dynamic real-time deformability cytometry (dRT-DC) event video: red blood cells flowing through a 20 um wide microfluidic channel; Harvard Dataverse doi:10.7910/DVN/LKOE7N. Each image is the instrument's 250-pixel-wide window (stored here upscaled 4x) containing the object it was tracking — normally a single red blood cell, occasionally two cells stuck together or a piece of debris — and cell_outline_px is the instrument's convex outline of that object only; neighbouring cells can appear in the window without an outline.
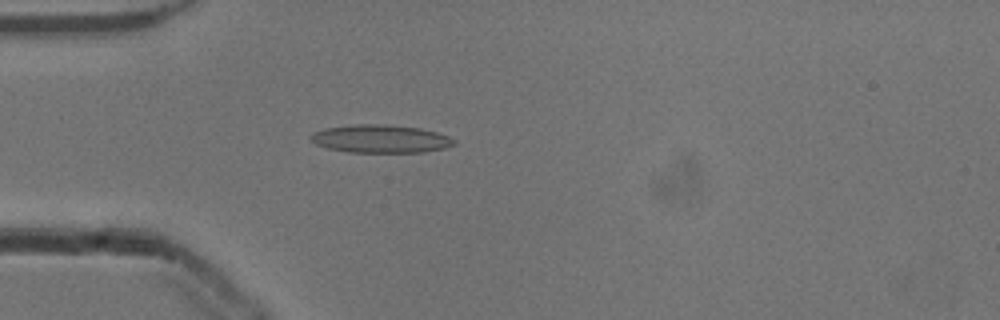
{"species": "common noctule bat (a hibernating species)", "species_latin": "Nyctalus noctula", "temperature_condition": "cold", "stored_images_in_passage": 49, "camera_frame_rate_fps": 3000, "um_per_image_px": 0.085, "animal": {"sex": "male", "body_mass_g": 13.3}, "frame": {"image": 1, "passage_image": 12, "time_ms": 3.667, "image_size_px": [1000, 320], "cell_outline_px": [[456, 144], [444, 148], [424, 152], [348, 152], [328, 148], [316, 144], [308, 136], [312, 132], [324, 128], [356, 124], [384, 124], [420, 128], [436, 132], [448, 136], [456, 140]], "centroid_in_image_um": [32.34, 11.79], "position_along_channel_um": 52.7, "area_um2": 23.47}}
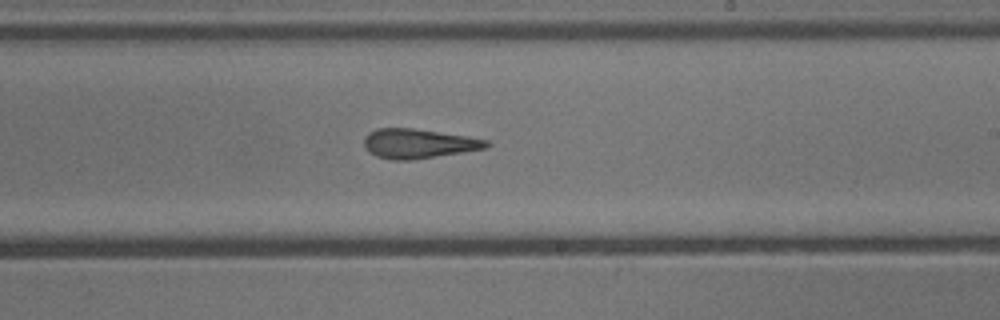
{"frame": {"image": 2, "passage_image": 28, "time_ms": 9.0, "image_size_px": [1000, 320], "cell_outline_px": [[492, 144], [484, 148], [412, 160], [392, 160], [376, 156], [364, 144], [364, 136], [368, 132], [376, 128], [412, 128], [464, 136], [488, 140]], "centroid_in_image_um": [35.53, 12.2], "position_along_channel_um": 253.5, "area_um2": 20.63}}
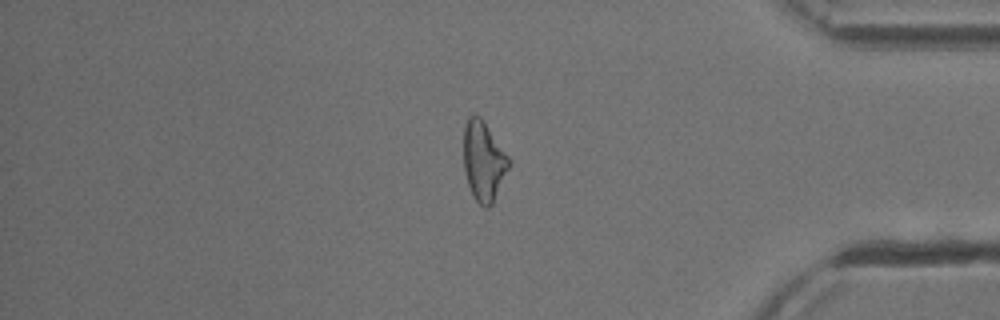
{"frame": {"image": 3, "passage_image": 41, "time_ms": 13.333, "image_size_px": [1000, 320], "cell_outline_px": [[512, 164], [492, 204], [488, 208], [484, 208], [472, 196], [464, 172], [464, 124], [468, 116], [480, 116], [484, 120], [512, 160]], "centroid_in_image_um": [41.13, 13.69], "position_along_channel_um": 394.1, "area_um2": 21.44}, "authors_computed_cell_mechanics": {"area_um2": 21.675, "velocity_mm_per_s": 3.9068, "shape_relaxation_time_tau1_ms": null, "shape_relaxation_time_tau2_ms": 3.066, "deformation_change_tau1": null, "deformation_change_tau2": 0.1187}}